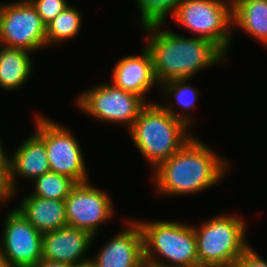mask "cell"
<instances>
[{"mask_svg": "<svg viewBox=\"0 0 267 267\" xmlns=\"http://www.w3.org/2000/svg\"><path fill=\"white\" fill-rule=\"evenodd\" d=\"M165 23L142 25L145 48L152 60L158 85L176 79H193L203 69L226 62L228 56L213 42L195 36H183L164 29Z\"/></svg>", "mask_w": 267, "mask_h": 267, "instance_id": "obj_1", "label": "cell"}, {"mask_svg": "<svg viewBox=\"0 0 267 267\" xmlns=\"http://www.w3.org/2000/svg\"><path fill=\"white\" fill-rule=\"evenodd\" d=\"M199 138L193 135L154 173L151 172L155 193L165 197L189 196L210 189L225 179L231 170V160Z\"/></svg>", "mask_w": 267, "mask_h": 267, "instance_id": "obj_2", "label": "cell"}, {"mask_svg": "<svg viewBox=\"0 0 267 267\" xmlns=\"http://www.w3.org/2000/svg\"><path fill=\"white\" fill-rule=\"evenodd\" d=\"M189 129L192 128L153 101L140 111L127 133L154 171L194 135Z\"/></svg>", "mask_w": 267, "mask_h": 267, "instance_id": "obj_3", "label": "cell"}, {"mask_svg": "<svg viewBox=\"0 0 267 267\" xmlns=\"http://www.w3.org/2000/svg\"><path fill=\"white\" fill-rule=\"evenodd\" d=\"M135 220L143 234L146 263L163 267H200L193 225L178 220Z\"/></svg>", "mask_w": 267, "mask_h": 267, "instance_id": "obj_4", "label": "cell"}, {"mask_svg": "<svg viewBox=\"0 0 267 267\" xmlns=\"http://www.w3.org/2000/svg\"><path fill=\"white\" fill-rule=\"evenodd\" d=\"M213 216L194 226L200 267H234L251 245L244 218L234 214Z\"/></svg>", "mask_w": 267, "mask_h": 267, "instance_id": "obj_5", "label": "cell"}, {"mask_svg": "<svg viewBox=\"0 0 267 267\" xmlns=\"http://www.w3.org/2000/svg\"><path fill=\"white\" fill-rule=\"evenodd\" d=\"M171 18L192 36L213 42L228 56L235 33L230 0H182Z\"/></svg>", "mask_w": 267, "mask_h": 267, "instance_id": "obj_6", "label": "cell"}, {"mask_svg": "<svg viewBox=\"0 0 267 267\" xmlns=\"http://www.w3.org/2000/svg\"><path fill=\"white\" fill-rule=\"evenodd\" d=\"M74 99L78 110L103 123L129 130L140 111L148 104L141 96L125 91L112 82H101L79 93Z\"/></svg>", "mask_w": 267, "mask_h": 267, "instance_id": "obj_7", "label": "cell"}, {"mask_svg": "<svg viewBox=\"0 0 267 267\" xmlns=\"http://www.w3.org/2000/svg\"><path fill=\"white\" fill-rule=\"evenodd\" d=\"M33 117L34 131L44 140L50 172L67 176L75 183L91 180L83 149L73 131L41 113Z\"/></svg>", "mask_w": 267, "mask_h": 267, "instance_id": "obj_8", "label": "cell"}, {"mask_svg": "<svg viewBox=\"0 0 267 267\" xmlns=\"http://www.w3.org/2000/svg\"><path fill=\"white\" fill-rule=\"evenodd\" d=\"M0 45L32 53L47 47L46 25L29 0L1 3Z\"/></svg>", "mask_w": 267, "mask_h": 267, "instance_id": "obj_9", "label": "cell"}, {"mask_svg": "<svg viewBox=\"0 0 267 267\" xmlns=\"http://www.w3.org/2000/svg\"><path fill=\"white\" fill-rule=\"evenodd\" d=\"M109 191H105L90 181L76 183L65 201L68 226L87 230L97 236L101 226L115 214V205Z\"/></svg>", "mask_w": 267, "mask_h": 267, "instance_id": "obj_10", "label": "cell"}, {"mask_svg": "<svg viewBox=\"0 0 267 267\" xmlns=\"http://www.w3.org/2000/svg\"><path fill=\"white\" fill-rule=\"evenodd\" d=\"M0 250L10 267H33L42 258V237L16 208L4 217Z\"/></svg>", "mask_w": 267, "mask_h": 267, "instance_id": "obj_11", "label": "cell"}, {"mask_svg": "<svg viewBox=\"0 0 267 267\" xmlns=\"http://www.w3.org/2000/svg\"><path fill=\"white\" fill-rule=\"evenodd\" d=\"M121 229L91 259L96 267H143V234L135 219H125Z\"/></svg>", "mask_w": 267, "mask_h": 267, "instance_id": "obj_12", "label": "cell"}, {"mask_svg": "<svg viewBox=\"0 0 267 267\" xmlns=\"http://www.w3.org/2000/svg\"><path fill=\"white\" fill-rule=\"evenodd\" d=\"M97 237L87 230L65 226L43 233L42 259L74 265L90 259L86 256ZM86 257V258H85Z\"/></svg>", "mask_w": 267, "mask_h": 267, "instance_id": "obj_13", "label": "cell"}, {"mask_svg": "<svg viewBox=\"0 0 267 267\" xmlns=\"http://www.w3.org/2000/svg\"><path fill=\"white\" fill-rule=\"evenodd\" d=\"M111 79L115 86L141 96L147 103L153 101H148L146 96L152 87L159 90L153 75L150 53L144 46L139 55L121 57L113 66Z\"/></svg>", "mask_w": 267, "mask_h": 267, "instance_id": "obj_14", "label": "cell"}, {"mask_svg": "<svg viewBox=\"0 0 267 267\" xmlns=\"http://www.w3.org/2000/svg\"><path fill=\"white\" fill-rule=\"evenodd\" d=\"M16 148L9 154V160L10 182L17 194V177L30 180L31 183L39 176L50 172V166L44 140L34 130Z\"/></svg>", "mask_w": 267, "mask_h": 267, "instance_id": "obj_15", "label": "cell"}, {"mask_svg": "<svg viewBox=\"0 0 267 267\" xmlns=\"http://www.w3.org/2000/svg\"><path fill=\"white\" fill-rule=\"evenodd\" d=\"M17 203L20 213L41 233L64 228L68 225L65 201L45 199L31 194Z\"/></svg>", "mask_w": 267, "mask_h": 267, "instance_id": "obj_16", "label": "cell"}, {"mask_svg": "<svg viewBox=\"0 0 267 267\" xmlns=\"http://www.w3.org/2000/svg\"><path fill=\"white\" fill-rule=\"evenodd\" d=\"M189 81L191 79H176L160 84L159 91L162 98L159 104L172 116L184 122L189 128H193L195 117L190 113L195 110L201 93Z\"/></svg>", "mask_w": 267, "mask_h": 267, "instance_id": "obj_17", "label": "cell"}, {"mask_svg": "<svg viewBox=\"0 0 267 267\" xmlns=\"http://www.w3.org/2000/svg\"><path fill=\"white\" fill-rule=\"evenodd\" d=\"M232 29H240L267 46V0H230ZM238 27V28H237Z\"/></svg>", "mask_w": 267, "mask_h": 267, "instance_id": "obj_18", "label": "cell"}, {"mask_svg": "<svg viewBox=\"0 0 267 267\" xmlns=\"http://www.w3.org/2000/svg\"><path fill=\"white\" fill-rule=\"evenodd\" d=\"M32 52L0 45V88L14 92L33 74Z\"/></svg>", "mask_w": 267, "mask_h": 267, "instance_id": "obj_19", "label": "cell"}, {"mask_svg": "<svg viewBox=\"0 0 267 267\" xmlns=\"http://www.w3.org/2000/svg\"><path fill=\"white\" fill-rule=\"evenodd\" d=\"M83 23L82 13L77 7L68 5L46 25L47 47L59 46L79 36Z\"/></svg>", "mask_w": 267, "mask_h": 267, "instance_id": "obj_20", "label": "cell"}, {"mask_svg": "<svg viewBox=\"0 0 267 267\" xmlns=\"http://www.w3.org/2000/svg\"><path fill=\"white\" fill-rule=\"evenodd\" d=\"M32 183L31 195L56 200H65L76 184L71 178L54 172L45 173Z\"/></svg>", "mask_w": 267, "mask_h": 267, "instance_id": "obj_21", "label": "cell"}, {"mask_svg": "<svg viewBox=\"0 0 267 267\" xmlns=\"http://www.w3.org/2000/svg\"><path fill=\"white\" fill-rule=\"evenodd\" d=\"M139 11L140 26L150 23H165L182 0H135Z\"/></svg>", "mask_w": 267, "mask_h": 267, "instance_id": "obj_22", "label": "cell"}, {"mask_svg": "<svg viewBox=\"0 0 267 267\" xmlns=\"http://www.w3.org/2000/svg\"><path fill=\"white\" fill-rule=\"evenodd\" d=\"M40 15L43 23L47 25L68 5L67 0H29Z\"/></svg>", "mask_w": 267, "mask_h": 267, "instance_id": "obj_23", "label": "cell"}, {"mask_svg": "<svg viewBox=\"0 0 267 267\" xmlns=\"http://www.w3.org/2000/svg\"><path fill=\"white\" fill-rule=\"evenodd\" d=\"M251 246L237 259L234 267H267V260Z\"/></svg>", "mask_w": 267, "mask_h": 267, "instance_id": "obj_24", "label": "cell"}, {"mask_svg": "<svg viewBox=\"0 0 267 267\" xmlns=\"http://www.w3.org/2000/svg\"><path fill=\"white\" fill-rule=\"evenodd\" d=\"M15 195L10 182V164H0V198L6 204L14 199Z\"/></svg>", "mask_w": 267, "mask_h": 267, "instance_id": "obj_25", "label": "cell"}, {"mask_svg": "<svg viewBox=\"0 0 267 267\" xmlns=\"http://www.w3.org/2000/svg\"><path fill=\"white\" fill-rule=\"evenodd\" d=\"M33 267H71V265L41 258Z\"/></svg>", "mask_w": 267, "mask_h": 267, "instance_id": "obj_26", "label": "cell"}, {"mask_svg": "<svg viewBox=\"0 0 267 267\" xmlns=\"http://www.w3.org/2000/svg\"><path fill=\"white\" fill-rule=\"evenodd\" d=\"M3 144L0 137V164H10L9 155L5 151L6 149H4L5 146Z\"/></svg>", "mask_w": 267, "mask_h": 267, "instance_id": "obj_27", "label": "cell"}, {"mask_svg": "<svg viewBox=\"0 0 267 267\" xmlns=\"http://www.w3.org/2000/svg\"><path fill=\"white\" fill-rule=\"evenodd\" d=\"M71 267H96V266L93 260L90 258L86 261L75 263L74 265H71Z\"/></svg>", "mask_w": 267, "mask_h": 267, "instance_id": "obj_28", "label": "cell"}, {"mask_svg": "<svg viewBox=\"0 0 267 267\" xmlns=\"http://www.w3.org/2000/svg\"><path fill=\"white\" fill-rule=\"evenodd\" d=\"M0 267H10L9 262L0 250Z\"/></svg>", "mask_w": 267, "mask_h": 267, "instance_id": "obj_29", "label": "cell"}, {"mask_svg": "<svg viewBox=\"0 0 267 267\" xmlns=\"http://www.w3.org/2000/svg\"><path fill=\"white\" fill-rule=\"evenodd\" d=\"M143 267H163V266H159V265H155V264H152V263H144Z\"/></svg>", "mask_w": 267, "mask_h": 267, "instance_id": "obj_30", "label": "cell"}, {"mask_svg": "<svg viewBox=\"0 0 267 267\" xmlns=\"http://www.w3.org/2000/svg\"><path fill=\"white\" fill-rule=\"evenodd\" d=\"M3 203H5V202L0 198V208H1Z\"/></svg>", "mask_w": 267, "mask_h": 267, "instance_id": "obj_31", "label": "cell"}]
</instances>
